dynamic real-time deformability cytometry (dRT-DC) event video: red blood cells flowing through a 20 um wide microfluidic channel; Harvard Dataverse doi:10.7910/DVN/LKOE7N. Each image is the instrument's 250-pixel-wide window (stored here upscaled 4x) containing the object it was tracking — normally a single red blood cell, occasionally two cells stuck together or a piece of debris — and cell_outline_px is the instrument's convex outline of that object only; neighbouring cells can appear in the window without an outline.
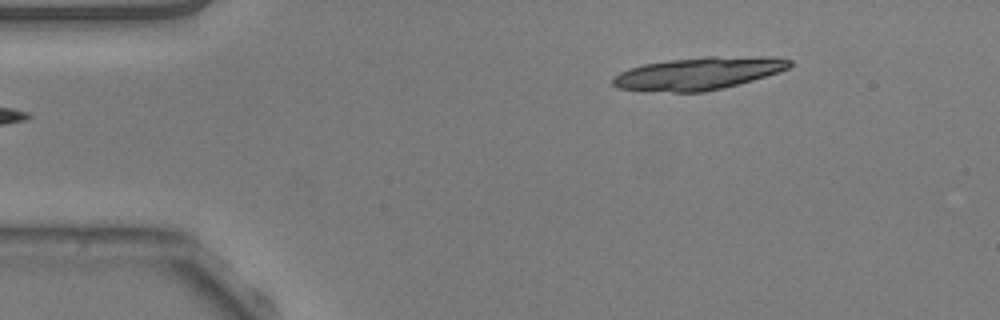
{"species": "common noctule bat (a hibernating species)", "species_latin": "Nyctalus noctula", "temperature_condition": "warm", "stored_images_in_passage": 45, "camera_frame_rate_fps": 3000, "um_per_image_px": 0.085, "animal": {"sex": "male", "body_mass_g": 20.5, "forearm_length_mm": 52.5}, "frame": {"image": 1, "passage_image": 1, "time_ms": 0.0, "image_size_px": [1000, 320], "cell_outline_px": [[792, 64], [788, 68], [752, 80], [724, 88], [704, 92], [672, 92], [616, 88], [612, 84], [612, 76], [628, 68], [644, 64], [668, 60], [704, 56], [772, 56], [792, 60]], "centroid_in_image_um": [59.36, 6.23], "position_along_channel_um": 25.6, "area_um2": 33.64}}
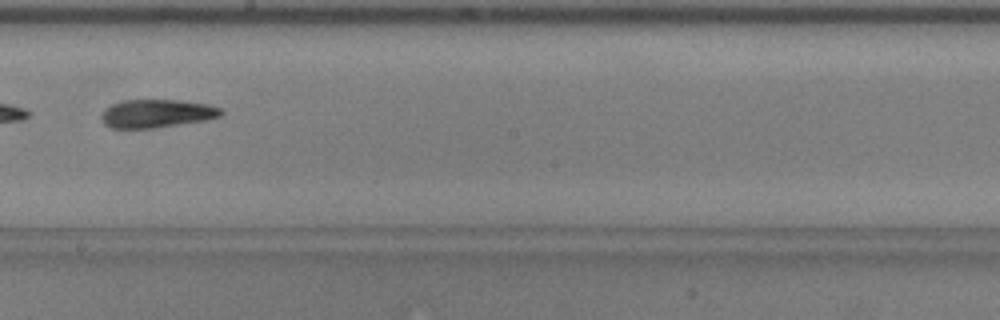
{"frame": {"image": 2, "passage_image": 23, "time_ms": 7.333, "image_size_px": [1000, 320], "cell_outline_px": [[224, 112], [220, 116], [204, 120], [156, 128], [112, 128], [104, 124], [100, 116], [104, 108], [112, 104], [124, 100], [180, 100], [208, 104], [220, 108]], "centroid_in_image_um": [13.29, 9.64], "position_along_channel_um": 234.9, "area_um2": 19.71}}
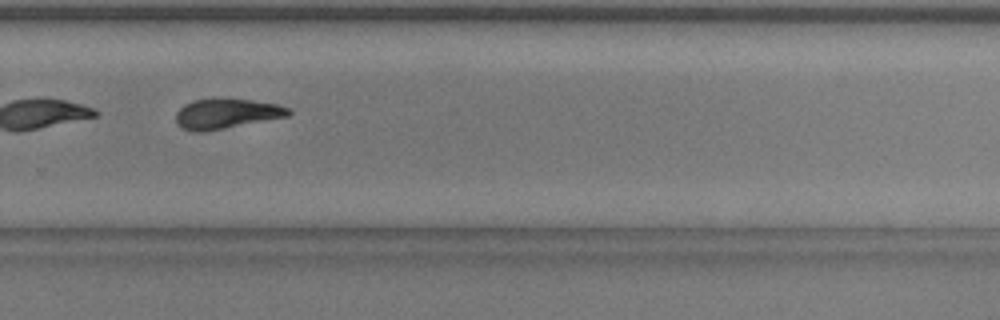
{"frame": {"image": 3, "passage_image": 29, "time_ms": 9.333, "image_size_px": [1000, 320], "cell_outline_px": [[292, 112], [288, 116], [200, 132], [192, 132], [184, 128], [176, 120], [176, 112], [184, 104], [192, 100], [252, 100], [276, 104], [288, 108]], "centroid_in_image_um": [19.23, 9.67], "position_along_channel_um": 310.6, "area_um2": 18.9}, "authors_computed_cell_mechanics": {"area_um2": 20.4612, "velocity_mm_per_s": 3.806, "shape_relaxation_time_tau1_ms": 2.2541, "shape_relaxation_time_tau2_ms": 5.5983, "deformation_change_tau1": 0.1697, "deformation_change_tau2": 0.1714}}